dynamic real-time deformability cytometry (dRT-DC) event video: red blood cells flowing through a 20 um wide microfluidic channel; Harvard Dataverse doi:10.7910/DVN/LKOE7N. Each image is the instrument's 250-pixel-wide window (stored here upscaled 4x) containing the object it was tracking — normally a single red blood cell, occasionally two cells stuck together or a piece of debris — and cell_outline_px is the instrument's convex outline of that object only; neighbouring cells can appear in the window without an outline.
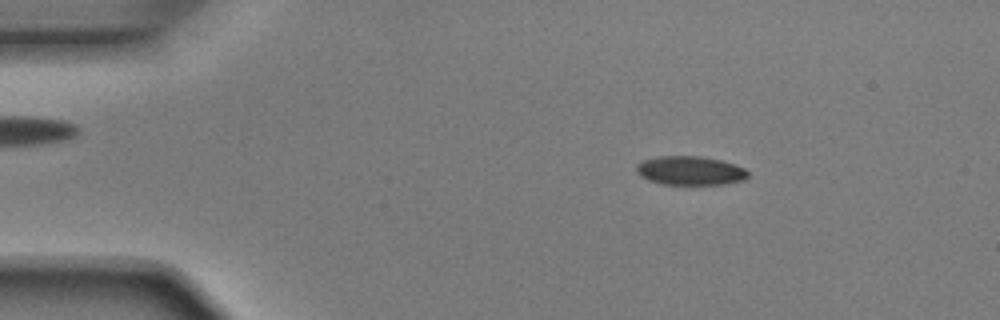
{"species": "Egyptian fruit bat (a non-hibernating species)", "species_latin": "Rousettus aegyptiacus", "temperature_condition": "room temperature", "stored_images_in_passage": 47, "camera_frame_rate_fps": 3000, "um_per_image_px": 0.085, "animal": {"sex": "male"}, "frame": {"image": 1, "passage_image": 4, "time_ms": 1.0, "image_size_px": [1000, 320], "cell_outline_px": [[748, 176], [744, 180], [724, 184], [660, 184], [648, 180], [640, 176], [636, 172], [636, 164], [644, 160], [656, 156], [700, 156], [720, 160], [744, 168], [748, 172]], "centroid_in_image_um": [58.62, 14.5], "position_along_channel_um": 26.4, "area_um2": 18.79}}
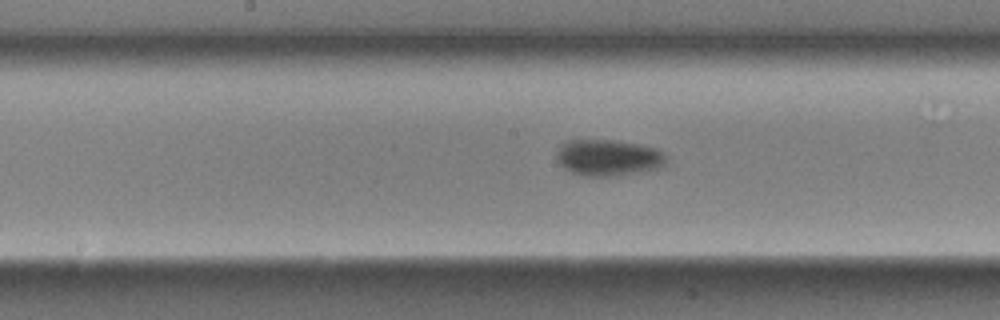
{"frame": {"image": 2, "passage_image": 22, "time_ms": 7.0, "image_size_px": [1000, 320], "cell_outline_px": [[664, 164], [660, 168], [636, 172], [608, 176], [584, 176], [572, 172], [564, 168], [556, 160], [556, 152], [560, 144], [564, 140], [612, 140], [640, 144], [656, 148], [664, 152]], "centroid_in_image_um": [51.64, 13.38], "position_along_channel_um": 196.6, "area_um2": 23.18}}
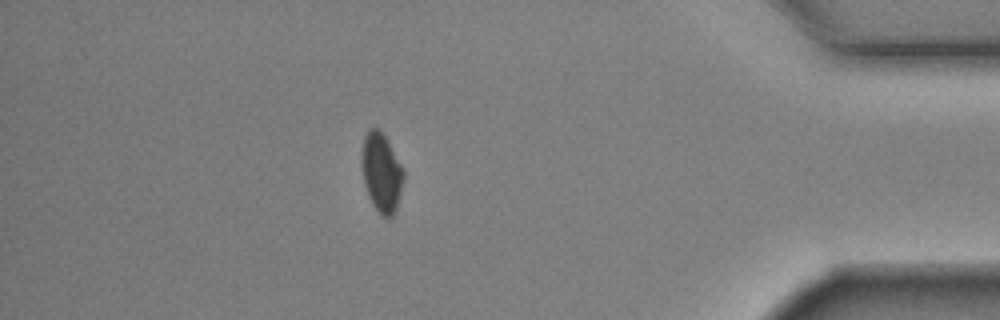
{"frame": {"image": 3, "passage_image": 41, "time_ms": 13.333, "image_size_px": [1000, 320], "cell_outline_px": [[404, 180], [396, 208], [392, 216], [388, 220], [380, 216], [372, 204], [368, 196], [364, 184], [364, 136], [372, 128], [380, 128], [388, 140], [404, 168]], "centroid_in_image_um": [32.48, 14.72], "position_along_channel_um": 402.7, "area_um2": 19.07}, "authors_computed_cell_mechanics": {"area_um2": 20.8658, "velocity_mm_per_s": 3.9155, "shape_relaxation_time_tau1_ms": 4.4304, "shape_relaxation_time_tau2_ms": null, "deformation_change_tau1": 0.1504, "deformation_change_tau2": null}}